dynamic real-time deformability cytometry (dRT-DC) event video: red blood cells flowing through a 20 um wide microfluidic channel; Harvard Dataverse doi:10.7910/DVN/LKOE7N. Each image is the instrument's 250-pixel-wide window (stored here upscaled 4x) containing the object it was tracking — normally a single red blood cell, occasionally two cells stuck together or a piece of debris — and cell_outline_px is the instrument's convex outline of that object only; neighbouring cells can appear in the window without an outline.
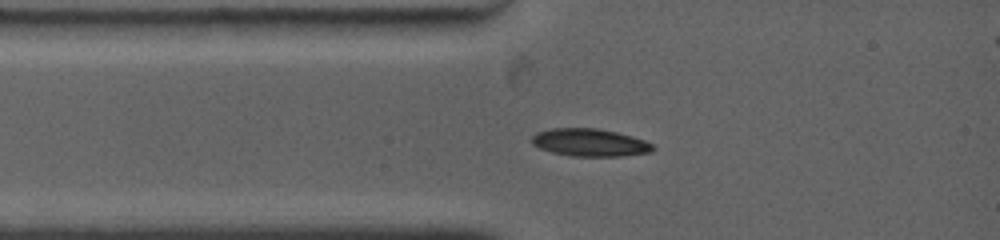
{"species": "common noctule bat (a hibernating species)", "species_latin": "Nyctalus noctula", "temperature_condition": "warm", "stored_images_in_passage": 38, "camera_frame_rate_fps": 4500, "um_per_image_px": 0.085, "animal": {"sex": "female", "body_mass_g": 19.0, "forearm_length_mm": 53.3}, "frame": {"image": 1, "passage_image": 1, "time_ms": 0.0, "image_size_px": [1000, 240], "cell_outline_px": [[656, 148], [652, 152], [620, 156], [572, 156], [552, 152], [540, 148], [532, 144], [532, 136], [536, 132], [552, 128], [596, 128], [616, 132], [632, 136], [644, 140], [652, 144]], "centroid_in_image_um": [50.14, 12.11], "position_along_channel_um": 34.9, "area_um2": 19.48}}
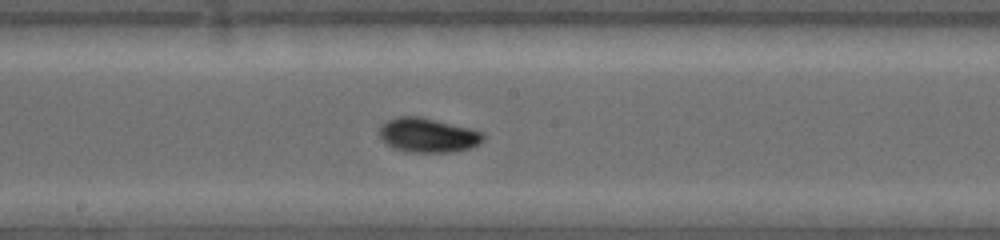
{"frame": {"image": 2, "passage_image": 21, "time_ms": 4.667, "image_size_px": [1000, 240], "cell_outline_px": [[484, 140], [480, 144], [472, 148], [452, 152], [404, 152], [392, 148], [384, 144], [380, 136], [380, 128], [388, 120], [400, 116], [420, 116], [472, 128], [484, 132]], "centroid_in_image_um": [36.41, 11.5], "position_along_channel_um": 211.8, "area_um2": 21.15}}
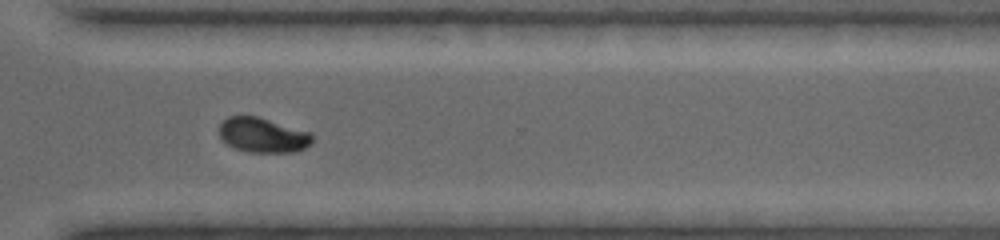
{"frame": {"image": 3, "passage_image": 36, "time_ms": 8.222, "image_size_px": [1000, 240], "cell_outline_px": [[312, 144], [304, 148], [292, 152], [248, 152], [236, 148], [228, 144], [220, 136], [220, 124], [228, 116], [256, 116], [312, 132]], "centroid_in_image_um": [22.37, 11.48], "position_along_channel_um": 348.2, "area_um2": 18.73}, "authors_computed_cell_mechanics": {"area_um2": 19.9699, "velocity_mm_per_s": 3.8291, "shape_relaxation_time_tau1_ms": 3.3371, "shape_relaxation_time_tau2_ms": null, "deformation_change_tau1": 0.1434, "deformation_change_tau2": null}}